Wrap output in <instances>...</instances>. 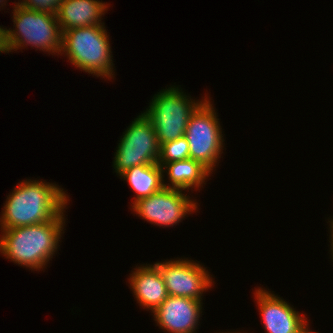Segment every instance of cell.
Returning a JSON list of instances; mask_svg holds the SVG:
<instances>
[{"instance_id":"6da1fadb","label":"cell","mask_w":333,"mask_h":333,"mask_svg":"<svg viewBox=\"0 0 333 333\" xmlns=\"http://www.w3.org/2000/svg\"><path fill=\"white\" fill-rule=\"evenodd\" d=\"M69 195L58 184L23 180L7 196L0 216V229L35 225L60 217Z\"/></svg>"},{"instance_id":"7a4b0ae2","label":"cell","mask_w":333,"mask_h":333,"mask_svg":"<svg viewBox=\"0 0 333 333\" xmlns=\"http://www.w3.org/2000/svg\"><path fill=\"white\" fill-rule=\"evenodd\" d=\"M65 220L63 213L48 222L1 229L0 253L11 262L30 270H43L58 251Z\"/></svg>"},{"instance_id":"3957f363","label":"cell","mask_w":333,"mask_h":333,"mask_svg":"<svg viewBox=\"0 0 333 333\" xmlns=\"http://www.w3.org/2000/svg\"><path fill=\"white\" fill-rule=\"evenodd\" d=\"M109 38L104 25L65 30L61 55L80 71L110 80L115 72Z\"/></svg>"},{"instance_id":"277c9868","label":"cell","mask_w":333,"mask_h":333,"mask_svg":"<svg viewBox=\"0 0 333 333\" xmlns=\"http://www.w3.org/2000/svg\"><path fill=\"white\" fill-rule=\"evenodd\" d=\"M180 89L175 85L162 89L143 111L151 121L160 145L184 136L190 116L209 98L205 94L202 100H193Z\"/></svg>"},{"instance_id":"5b68a950","label":"cell","mask_w":333,"mask_h":333,"mask_svg":"<svg viewBox=\"0 0 333 333\" xmlns=\"http://www.w3.org/2000/svg\"><path fill=\"white\" fill-rule=\"evenodd\" d=\"M12 14L15 28L6 29L10 52L31 46L48 54H61L63 33L56 15L29 10L17 3Z\"/></svg>"},{"instance_id":"8992f818","label":"cell","mask_w":333,"mask_h":333,"mask_svg":"<svg viewBox=\"0 0 333 333\" xmlns=\"http://www.w3.org/2000/svg\"><path fill=\"white\" fill-rule=\"evenodd\" d=\"M211 98H207L190 116L185 131L189 158L200 162L211 173L223 153L224 138Z\"/></svg>"},{"instance_id":"52a82bcc","label":"cell","mask_w":333,"mask_h":333,"mask_svg":"<svg viewBox=\"0 0 333 333\" xmlns=\"http://www.w3.org/2000/svg\"><path fill=\"white\" fill-rule=\"evenodd\" d=\"M117 146L113 160L116 175L138 165L158 163L161 145L143 112L127 127Z\"/></svg>"},{"instance_id":"ba28073f","label":"cell","mask_w":333,"mask_h":333,"mask_svg":"<svg viewBox=\"0 0 333 333\" xmlns=\"http://www.w3.org/2000/svg\"><path fill=\"white\" fill-rule=\"evenodd\" d=\"M138 217L156 226L173 227L189 214L198 211V203L183 189L163 187L131 205ZM196 210V211H195Z\"/></svg>"},{"instance_id":"9c48e42d","label":"cell","mask_w":333,"mask_h":333,"mask_svg":"<svg viewBox=\"0 0 333 333\" xmlns=\"http://www.w3.org/2000/svg\"><path fill=\"white\" fill-rule=\"evenodd\" d=\"M170 296L203 300V293L211 289L214 281L207 267L192 259L176 258L156 262Z\"/></svg>"},{"instance_id":"30bf717a","label":"cell","mask_w":333,"mask_h":333,"mask_svg":"<svg viewBox=\"0 0 333 333\" xmlns=\"http://www.w3.org/2000/svg\"><path fill=\"white\" fill-rule=\"evenodd\" d=\"M254 295L266 333H298L308 320L305 314L301 315L286 300L265 288H255Z\"/></svg>"},{"instance_id":"8fae6325","label":"cell","mask_w":333,"mask_h":333,"mask_svg":"<svg viewBox=\"0 0 333 333\" xmlns=\"http://www.w3.org/2000/svg\"><path fill=\"white\" fill-rule=\"evenodd\" d=\"M202 300L168 296L152 313L160 329L168 333H196L202 316Z\"/></svg>"},{"instance_id":"7c38bea8","label":"cell","mask_w":333,"mask_h":333,"mask_svg":"<svg viewBox=\"0 0 333 333\" xmlns=\"http://www.w3.org/2000/svg\"><path fill=\"white\" fill-rule=\"evenodd\" d=\"M134 270L129 274V288L139 306L152 313L169 296L160 271L149 263L136 266Z\"/></svg>"},{"instance_id":"4fadbf2b","label":"cell","mask_w":333,"mask_h":333,"mask_svg":"<svg viewBox=\"0 0 333 333\" xmlns=\"http://www.w3.org/2000/svg\"><path fill=\"white\" fill-rule=\"evenodd\" d=\"M108 8L109 4L102 0H64L56 17L63 33L68 29L104 25L101 20Z\"/></svg>"},{"instance_id":"5bb4252c","label":"cell","mask_w":333,"mask_h":333,"mask_svg":"<svg viewBox=\"0 0 333 333\" xmlns=\"http://www.w3.org/2000/svg\"><path fill=\"white\" fill-rule=\"evenodd\" d=\"M163 174L167 173L170 183L163 181L164 187L188 190L194 188L200 190L205 180L211 176V172L200 162L191 158L173 162H167L162 166ZM200 188V189H199Z\"/></svg>"},{"instance_id":"9a60e30c","label":"cell","mask_w":333,"mask_h":333,"mask_svg":"<svg viewBox=\"0 0 333 333\" xmlns=\"http://www.w3.org/2000/svg\"><path fill=\"white\" fill-rule=\"evenodd\" d=\"M165 174H163L162 166L158 163L142 164L132 167L119 176L121 180L126 181L134 195L132 205L142 198H147L161 190L164 185L163 181Z\"/></svg>"},{"instance_id":"2e32d148","label":"cell","mask_w":333,"mask_h":333,"mask_svg":"<svg viewBox=\"0 0 333 333\" xmlns=\"http://www.w3.org/2000/svg\"><path fill=\"white\" fill-rule=\"evenodd\" d=\"M189 158V144L185 136L161 144L158 164L185 160Z\"/></svg>"},{"instance_id":"e0dca14e","label":"cell","mask_w":333,"mask_h":333,"mask_svg":"<svg viewBox=\"0 0 333 333\" xmlns=\"http://www.w3.org/2000/svg\"><path fill=\"white\" fill-rule=\"evenodd\" d=\"M21 1V2H19ZM17 5L41 13L56 15L64 0H19Z\"/></svg>"},{"instance_id":"ac0fdd59","label":"cell","mask_w":333,"mask_h":333,"mask_svg":"<svg viewBox=\"0 0 333 333\" xmlns=\"http://www.w3.org/2000/svg\"><path fill=\"white\" fill-rule=\"evenodd\" d=\"M7 28H2L0 26V53H9V46L7 43V33H6Z\"/></svg>"},{"instance_id":"d6986e66","label":"cell","mask_w":333,"mask_h":333,"mask_svg":"<svg viewBox=\"0 0 333 333\" xmlns=\"http://www.w3.org/2000/svg\"><path fill=\"white\" fill-rule=\"evenodd\" d=\"M328 222L330 223V224H329V225H330V227H329L330 232H329V233L331 234V235H330V236H331V239H329V240H331V241H329V242H330V245H331V246H330V248H331V249H330V252H331L330 254H331V256H332V260H333V219L330 220V221L328 220ZM332 262H333V261H332Z\"/></svg>"},{"instance_id":"ffe728a7","label":"cell","mask_w":333,"mask_h":333,"mask_svg":"<svg viewBox=\"0 0 333 333\" xmlns=\"http://www.w3.org/2000/svg\"><path fill=\"white\" fill-rule=\"evenodd\" d=\"M308 320L304 323V325L299 329L298 333H319L310 330V327H308L310 324H308Z\"/></svg>"},{"instance_id":"44dd1931","label":"cell","mask_w":333,"mask_h":333,"mask_svg":"<svg viewBox=\"0 0 333 333\" xmlns=\"http://www.w3.org/2000/svg\"><path fill=\"white\" fill-rule=\"evenodd\" d=\"M6 0H0V10H1V7H5L7 4H6ZM5 5V6H4Z\"/></svg>"},{"instance_id":"7402d4cb","label":"cell","mask_w":333,"mask_h":333,"mask_svg":"<svg viewBox=\"0 0 333 333\" xmlns=\"http://www.w3.org/2000/svg\"><path fill=\"white\" fill-rule=\"evenodd\" d=\"M222 333H241V332H239V331H238V332H236V331H234V332H230V331H229V332H222ZM244 333H245V332H244ZM246 333H247V332H246Z\"/></svg>"}]
</instances>
